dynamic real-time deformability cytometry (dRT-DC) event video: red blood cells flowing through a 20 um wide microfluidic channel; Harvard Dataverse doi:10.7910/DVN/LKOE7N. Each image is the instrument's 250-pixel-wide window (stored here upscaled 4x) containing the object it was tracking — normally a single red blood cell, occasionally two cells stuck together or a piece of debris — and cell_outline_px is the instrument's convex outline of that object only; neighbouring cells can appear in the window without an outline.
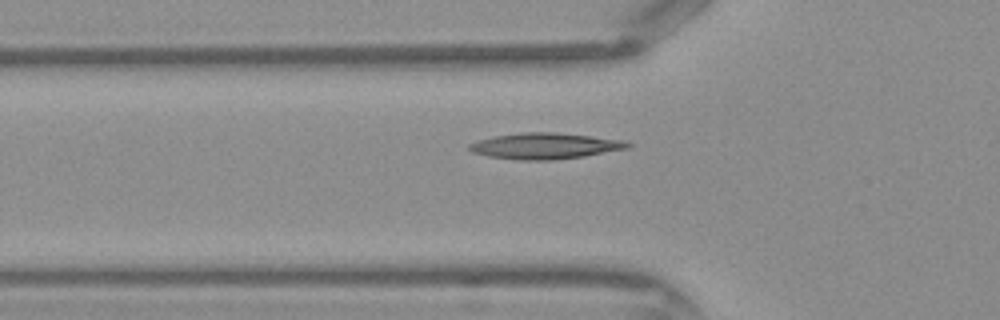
{"species": "Egyptian fruit bat (a non-hibernating species)", "species_latin": "Rousettus aegyptiacus", "temperature_condition": "warm", "stored_images_in_passage": 32, "camera_frame_rate_fps": 3000, "um_per_image_px": 0.085, "frame": {"image": 1, "passage_image": 8, "time_ms": 2.333, "image_size_px": [1000, 320], "cell_outline_px": [[632, 144], [628, 148], [584, 156], [552, 160], [516, 160], [488, 156], [472, 152], [468, 148], [468, 144], [492, 136], [520, 132], [556, 132], [624, 140]], "centroid_in_image_um": [46.3, 12.4], "position_along_channel_um": 79.5, "area_um2": 24.04}}
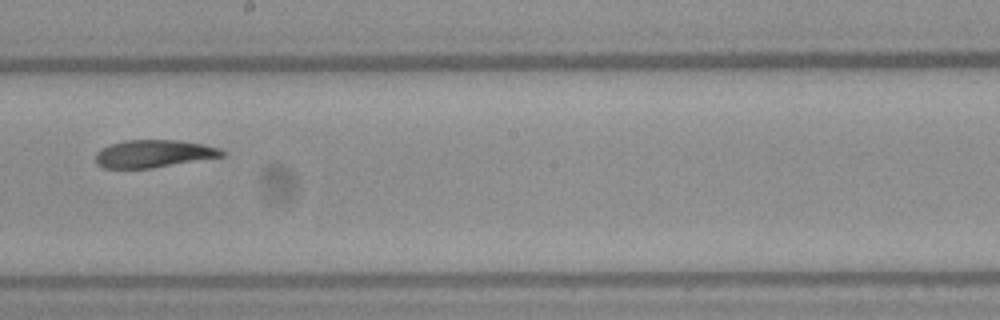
{"frame": {"image": 2, "passage_image": 18, "time_ms": 5.667, "image_size_px": [1000, 320], "cell_outline_px": [[224, 156], [152, 168], [104, 168], [96, 164], [96, 152], [112, 144], [124, 140], [176, 140], [204, 144], [220, 148], [224, 152]], "centroid_in_image_um": [13.07, 13.06], "position_along_channel_um": 235.1, "area_um2": 20.17}}
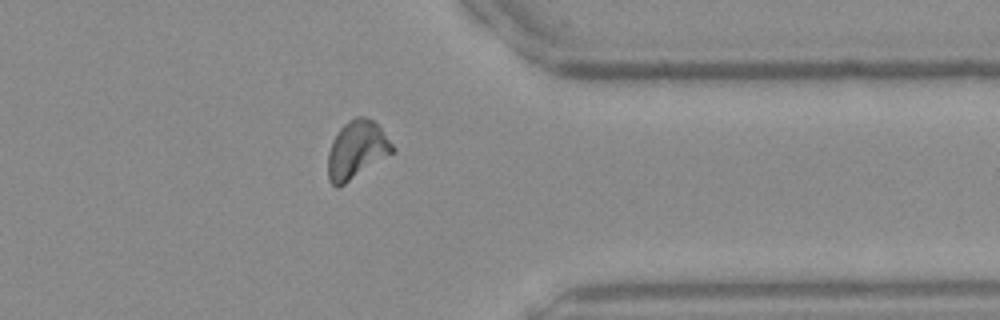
{"frame": {"image": 3, "passage_image": 28, "time_ms": 9.0, "image_size_px": [1000, 320], "cell_outline_px": [[396, 152], [340, 188], [336, 188], [328, 180], [328, 152], [332, 140], [336, 132], [348, 120], [356, 116], [364, 116], [372, 120], [380, 128], [396, 148]], "centroid_in_image_um": [30.32, 12.77], "position_along_channel_um": 381.1, "area_um2": 22.31}}